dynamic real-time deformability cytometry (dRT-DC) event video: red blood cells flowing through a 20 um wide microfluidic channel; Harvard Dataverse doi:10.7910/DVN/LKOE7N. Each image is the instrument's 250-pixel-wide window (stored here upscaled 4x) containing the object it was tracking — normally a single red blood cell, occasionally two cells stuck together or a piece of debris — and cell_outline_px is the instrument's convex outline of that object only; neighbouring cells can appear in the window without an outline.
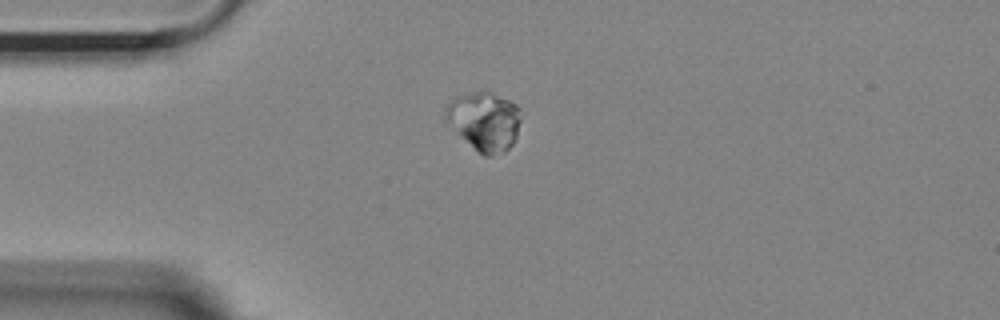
{"species": "Egyptian fruit bat (a non-hibernating species)", "species_latin": "Rousettus aegyptiacus", "temperature_condition": "room temperature", "stored_images_in_passage": 42, "camera_frame_rate_fps": 3000, "um_per_image_px": 0.085, "animal": {"sex": "female"}, "frame": {"image": 1, "passage_image": 1, "time_ms": 0.0, "image_size_px": [1000, 320], "cell_outline_px": [[520, 120], [516, 136], [512, 144], [504, 152], [488, 156], [484, 156], [444, 116], [444, 108], [456, 96], [476, 92], [492, 92], [516, 104], [520, 108]], "centroid_in_image_um": [41.23, 10.26], "position_along_channel_um": 43.8, "area_um2": 24.8}}
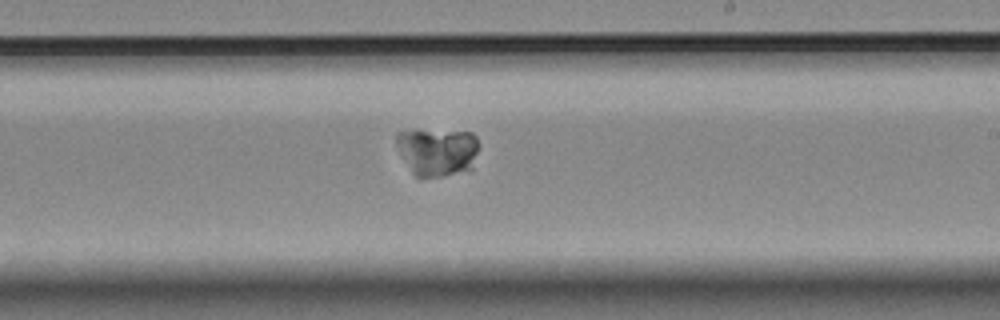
{"frame": {"image": 2, "passage_image": 20, "time_ms": 6.333, "image_size_px": [1000, 320], "cell_outline_px": [[476, 152], [472, 168], [444, 176], [416, 176], [412, 172], [396, 144], [396, 132], [416, 128], [472, 132], [476, 136]], "centroid_in_image_um": [37.14, 12.83], "position_along_channel_um": 251.9, "area_um2": 23.06}}
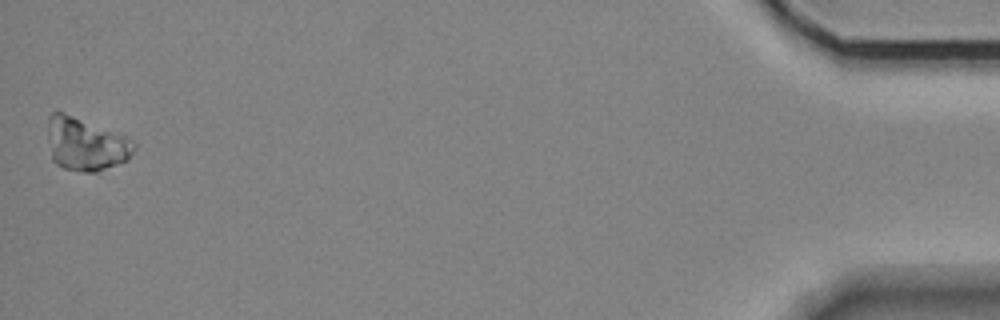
{"frame": {"image": 3, "passage_image": 42, "time_ms": 13.667, "image_size_px": [1000, 320], "cell_outline_px": [[136, 148], [128, 160], [96, 172], [84, 172], [64, 168], [56, 164], [52, 160], [48, 132], [48, 116], [52, 112], [64, 112], [124, 136], [132, 140], [136, 144]], "centroid_in_image_um": [7.28, 12.26], "position_along_channel_um": 427.9, "area_um2": 26.41}, "authors_computed_cell_mechanics": {"area_um2": 23.8425, "velocity_mm_per_s": 3.6072, "shape_relaxation_time_tau1_ms": null, "shape_relaxation_time_tau2_ms": 4.3516, "deformation_change_tau1": null, "deformation_change_tau2": 0.0487}}